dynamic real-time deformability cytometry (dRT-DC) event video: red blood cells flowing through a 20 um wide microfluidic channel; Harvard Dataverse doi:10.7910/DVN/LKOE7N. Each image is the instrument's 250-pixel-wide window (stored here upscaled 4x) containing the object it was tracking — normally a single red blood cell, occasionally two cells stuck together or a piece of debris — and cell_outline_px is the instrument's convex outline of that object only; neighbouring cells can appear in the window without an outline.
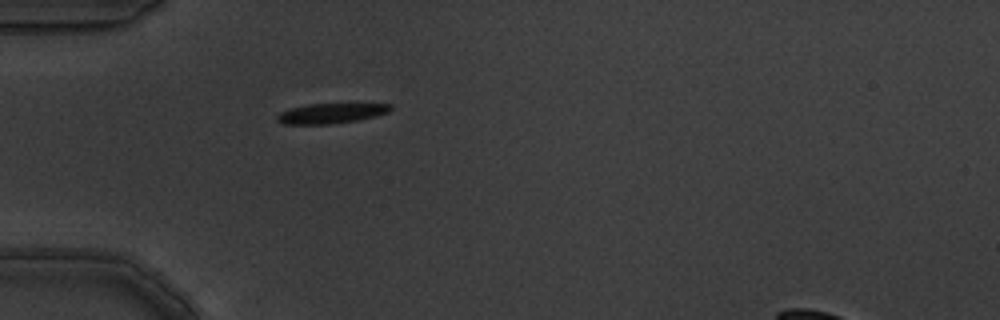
{"species": "common noctule bat (a hibernating species)", "species_latin": "Nyctalus noctula", "temperature_condition": "warm", "stored_images_in_passage": 1, "camera_frame_rate_fps": 3000, "um_per_image_px": 0.085, "animal": {"sex": "male", "body_mass_g": 19.5, "forearm_length_mm": 54.6}, "frame": {"image": 1, "passage_image": 1, "time_ms": 0.0, "image_size_px": [1000, 320], "cell_outline_px": [[392, 108], [388, 112], [376, 116], [356, 120], [328, 124], [284, 124], [276, 120], [276, 116], [280, 112], [292, 108], [308, 104], [392, 104]], "centroid_in_image_um": [28.12, 9.63], "position_along_channel_um": 56.9, "area_um2": 13.06}}